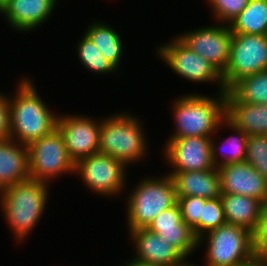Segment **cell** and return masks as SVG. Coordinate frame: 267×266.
Instances as JSON below:
<instances>
[{
    "label": "cell",
    "instance_id": "1",
    "mask_svg": "<svg viewBox=\"0 0 267 266\" xmlns=\"http://www.w3.org/2000/svg\"><path fill=\"white\" fill-rule=\"evenodd\" d=\"M22 80V81H21ZM16 94L8 98L10 107V138L28 146L57 128L59 115L51 112L33 86L31 79H20Z\"/></svg>",
    "mask_w": 267,
    "mask_h": 266
},
{
    "label": "cell",
    "instance_id": "2",
    "mask_svg": "<svg viewBox=\"0 0 267 266\" xmlns=\"http://www.w3.org/2000/svg\"><path fill=\"white\" fill-rule=\"evenodd\" d=\"M47 184L29 178L0 191L3 215L18 240H24L44 214L49 197Z\"/></svg>",
    "mask_w": 267,
    "mask_h": 266
},
{
    "label": "cell",
    "instance_id": "3",
    "mask_svg": "<svg viewBox=\"0 0 267 266\" xmlns=\"http://www.w3.org/2000/svg\"><path fill=\"white\" fill-rule=\"evenodd\" d=\"M219 93L216 99L189 94L175 100L172 107L176 128L170 138L212 137L226 118V95Z\"/></svg>",
    "mask_w": 267,
    "mask_h": 266
},
{
    "label": "cell",
    "instance_id": "4",
    "mask_svg": "<svg viewBox=\"0 0 267 266\" xmlns=\"http://www.w3.org/2000/svg\"><path fill=\"white\" fill-rule=\"evenodd\" d=\"M110 116L100 121L99 152L126 166L141 160L148 143L141 121L128 113Z\"/></svg>",
    "mask_w": 267,
    "mask_h": 266
},
{
    "label": "cell",
    "instance_id": "5",
    "mask_svg": "<svg viewBox=\"0 0 267 266\" xmlns=\"http://www.w3.org/2000/svg\"><path fill=\"white\" fill-rule=\"evenodd\" d=\"M135 187L126 204L128 231L147 228L158 214L177 204L175 186L169 174L162 178H144Z\"/></svg>",
    "mask_w": 267,
    "mask_h": 266
},
{
    "label": "cell",
    "instance_id": "6",
    "mask_svg": "<svg viewBox=\"0 0 267 266\" xmlns=\"http://www.w3.org/2000/svg\"><path fill=\"white\" fill-rule=\"evenodd\" d=\"M206 234V266H258L248 229L225 223Z\"/></svg>",
    "mask_w": 267,
    "mask_h": 266
},
{
    "label": "cell",
    "instance_id": "7",
    "mask_svg": "<svg viewBox=\"0 0 267 266\" xmlns=\"http://www.w3.org/2000/svg\"><path fill=\"white\" fill-rule=\"evenodd\" d=\"M267 70V35L232 33L222 80L226 91L239 79Z\"/></svg>",
    "mask_w": 267,
    "mask_h": 266
},
{
    "label": "cell",
    "instance_id": "8",
    "mask_svg": "<svg viewBox=\"0 0 267 266\" xmlns=\"http://www.w3.org/2000/svg\"><path fill=\"white\" fill-rule=\"evenodd\" d=\"M27 148L31 179L48 183L65 172H75V163L70 158L63 136L57 128L49 135L32 142Z\"/></svg>",
    "mask_w": 267,
    "mask_h": 266
},
{
    "label": "cell",
    "instance_id": "9",
    "mask_svg": "<svg viewBox=\"0 0 267 266\" xmlns=\"http://www.w3.org/2000/svg\"><path fill=\"white\" fill-rule=\"evenodd\" d=\"M161 59L185 79L195 82H217L220 92H226L222 73L203 56L191 50L178 36L160 46L157 51Z\"/></svg>",
    "mask_w": 267,
    "mask_h": 266
},
{
    "label": "cell",
    "instance_id": "10",
    "mask_svg": "<svg viewBox=\"0 0 267 266\" xmlns=\"http://www.w3.org/2000/svg\"><path fill=\"white\" fill-rule=\"evenodd\" d=\"M126 168V165L118 159L100 152L85 157L75 164V172L81 175L86 186L94 193L104 196L122 192L126 181Z\"/></svg>",
    "mask_w": 267,
    "mask_h": 266
},
{
    "label": "cell",
    "instance_id": "11",
    "mask_svg": "<svg viewBox=\"0 0 267 266\" xmlns=\"http://www.w3.org/2000/svg\"><path fill=\"white\" fill-rule=\"evenodd\" d=\"M212 137L169 138L164 154L173 171H203L216 168L213 162Z\"/></svg>",
    "mask_w": 267,
    "mask_h": 266
},
{
    "label": "cell",
    "instance_id": "12",
    "mask_svg": "<svg viewBox=\"0 0 267 266\" xmlns=\"http://www.w3.org/2000/svg\"><path fill=\"white\" fill-rule=\"evenodd\" d=\"M191 50L223 73L230 57L232 31L228 24L199 28L178 36Z\"/></svg>",
    "mask_w": 267,
    "mask_h": 266
},
{
    "label": "cell",
    "instance_id": "13",
    "mask_svg": "<svg viewBox=\"0 0 267 266\" xmlns=\"http://www.w3.org/2000/svg\"><path fill=\"white\" fill-rule=\"evenodd\" d=\"M57 129L62 134L66 150L76 164L99 153L100 122L86 116H58Z\"/></svg>",
    "mask_w": 267,
    "mask_h": 266
},
{
    "label": "cell",
    "instance_id": "14",
    "mask_svg": "<svg viewBox=\"0 0 267 266\" xmlns=\"http://www.w3.org/2000/svg\"><path fill=\"white\" fill-rule=\"evenodd\" d=\"M221 193H231L259 199L267 204V182L246 161L229 163L218 168Z\"/></svg>",
    "mask_w": 267,
    "mask_h": 266
},
{
    "label": "cell",
    "instance_id": "15",
    "mask_svg": "<svg viewBox=\"0 0 267 266\" xmlns=\"http://www.w3.org/2000/svg\"><path fill=\"white\" fill-rule=\"evenodd\" d=\"M147 229L170 243L185 258L199 246V238L182 219L179 205L162 211L152 220Z\"/></svg>",
    "mask_w": 267,
    "mask_h": 266
},
{
    "label": "cell",
    "instance_id": "16",
    "mask_svg": "<svg viewBox=\"0 0 267 266\" xmlns=\"http://www.w3.org/2000/svg\"><path fill=\"white\" fill-rule=\"evenodd\" d=\"M129 232L136 250L133 260L152 266H183L187 262L175 247L147 228Z\"/></svg>",
    "mask_w": 267,
    "mask_h": 266
},
{
    "label": "cell",
    "instance_id": "17",
    "mask_svg": "<svg viewBox=\"0 0 267 266\" xmlns=\"http://www.w3.org/2000/svg\"><path fill=\"white\" fill-rule=\"evenodd\" d=\"M56 0H8L0 9V14L7 18L8 23L16 31H34L41 26L56 5Z\"/></svg>",
    "mask_w": 267,
    "mask_h": 266
},
{
    "label": "cell",
    "instance_id": "18",
    "mask_svg": "<svg viewBox=\"0 0 267 266\" xmlns=\"http://www.w3.org/2000/svg\"><path fill=\"white\" fill-rule=\"evenodd\" d=\"M177 197H202L212 199L221 196L218 168L203 171L170 172Z\"/></svg>",
    "mask_w": 267,
    "mask_h": 266
},
{
    "label": "cell",
    "instance_id": "19",
    "mask_svg": "<svg viewBox=\"0 0 267 266\" xmlns=\"http://www.w3.org/2000/svg\"><path fill=\"white\" fill-rule=\"evenodd\" d=\"M226 118L248 136L267 135V103L252 104L238 101L228 90Z\"/></svg>",
    "mask_w": 267,
    "mask_h": 266
},
{
    "label": "cell",
    "instance_id": "20",
    "mask_svg": "<svg viewBox=\"0 0 267 266\" xmlns=\"http://www.w3.org/2000/svg\"><path fill=\"white\" fill-rule=\"evenodd\" d=\"M29 178L27 146L11 138L0 140V191Z\"/></svg>",
    "mask_w": 267,
    "mask_h": 266
},
{
    "label": "cell",
    "instance_id": "21",
    "mask_svg": "<svg viewBox=\"0 0 267 266\" xmlns=\"http://www.w3.org/2000/svg\"><path fill=\"white\" fill-rule=\"evenodd\" d=\"M226 223L256 232L265 204L259 199L248 196L221 193Z\"/></svg>",
    "mask_w": 267,
    "mask_h": 266
},
{
    "label": "cell",
    "instance_id": "22",
    "mask_svg": "<svg viewBox=\"0 0 267 266\" xmlns=\"http://www.w3.org/2000/svg\"><path fill=\"white\" fill-rule=\"evenodd\" d=\"M229 27L232 33L267 35V0H249Z\"/></svg>",
    "mask_w": 267,
    "mask_h": 266
},
{
    "label": "cell",
    "instance_id": "23",
    "mask_svg": "<svg viewBox=\"0 0 267 266\" xmlns=\"http://www.w3.org/2000/svg\"><path fill=\"white\" fill-rule=\"evenodd\" d=\"M90 25L85 35L97 46L102 55L118 69L123 52L120 35L110 25L100 22H94Z\"/></svg>",
    "mask_w": 267,
    "mask_h": 266
},
{
    "label": "cell",
    "instance_id": "24",
    "mask_svg": "<svg viewBox=\"0 0 267 266\" xmlns=\"http://www.w3.org/2000/svg\"><path fill=\"white\" fill-rule=\"evenodd\" d=\"M228 91L240 102L267 103V70L237 80Z\"/></svg>",
    "mask_w": 267,
    "mask_h": 266
},
{
    "label": "cell",
    "instance_id": "25",
    "mask_svg": "<svg viewBox=\"0 0 267 266\" xmlns=\"http://www.w3.org/2000/svg\"><path fill=\"white\" fill-rule=\"evenodd\" d=\"M226 124V125H225ZM224 125L227 126V128L232 129V131L236 134V136H230L229 138H227L223 143H228L230 150L227 151L229 152V154H227V152H222L221 154H223L222 159H220L219 162V156L217 152L218 150L222 149V146L220 147V149L215 146L216 144L213 141L212 138V150H213V162L216 168H219L223 165L229 164V163H237V162H243L246 159V144H247V134L242 131L241 129H239L237 126H235L234 124H232L227 118L224 119Z\"/></svg>",
    "mask_w": 267,
    "mask_h": 266
},
{
    "label": "cell",
    "instance_id": "26",
    "mask_svg": "<svg viewBox=\"0 0 267 266\" xmlns=\"http://www.w3.org/2000/svg\"><path fill=\"white\" fill-rule=\"evenodd\" d=\"M81 41V42H80ZM77 45V53L83 66L96 73H113L117 68L107 60L97 46L84 34Z\"/></svg>",
    "mask_w": 267,
    "mask_h": 266
},
{
    "label": "cell",
    "instance_id": "27",
    "mask_svg": "<svg viewBox=\"0 0 267 266\" xmlns=\"http://www.w3.org/2000/svg\"><path fill=\"white\" fill-rule=\"evenodd\" d=\"M221 197L206 199L199 219V245L206 239L204 234L225 224Z\"/></svg>",
    "mask_w": 267,
    "mask_h": 266
},
{
    "label": "cell",
    "instance_id": "28",
    "mask_svg": "<svg viewBox=\"0 0 267 266\" xmlns=\"http://www.w3.org/2000/svg\"><path fill=\"white\" fill-rule=\"evenodd\" d=\"M245 161L267 182V135L247 136Z\"/></svg>",
    "mask_w": 267,
    "mask_h": 266
},
{
    "label": "cell",
    "instance_id": "29",
    "mask_svg": "<svg viewBox=\"0 0 267 266\" xmlns=\"http://www.w3.org/2000/svg\"><path fill=\"white\" fill-rule=\"evenodd\" d=\"M206 198L202 197H177L183 221L190 226L199 238V219Z\"/></svg>",
    "mask_w": 267,
    "mask_h": 266
},
{
    "label": "cell",
    "instance_id": "30",
    "mask_svg": "<svg viewBox=\"0 0 267 266\" xmlns=\"http://www.w3.org/2000/svg\"><path fill=\"white\" fill-rule=\"evenodd\" d=\"M208 1V0H207ZM249 0H209L210 7L213 8V15L217 22L228 25L235 19L247 6Z\"/></svg>",
    "mask_w": 267,
    "mask_h": 266
},
{
    "label": "cell",
    "instance_id": "31",
    "mask_svg": "<svg viewBox=\"0 0 267 266\" xmlns=\"http://www.w3.org/2000/svg\"><path fill=\"white\" fill-rule=\"evenodd\" d=\"M253 238L254 255L258 266L267 265V204L263 208L259 226Z\"/></svg>",
    "mask_w": 267,
    "mask_h": 266
},
{
    "label": "cell",
    "instance_id": "32",
    "mask_svg": "<svg viewBox=\"0 0 267 266\" xmlns=\"http://www.w3.org/2000/svg\"><path fill=\"white\" fill-rule=\"evenodd\" d=\"M11 135L10 107L8 96L0 92V140L9 139Z\"/></svg>",
    "mask_w": 267,
    "mask_h": 266
},
{
    "label": "cell",
    "instance_id": "33",
    "mask_svg": "<svg viewBox=\"0 0 267 266\" xmlns=\"http://www.w3.org/2000/svg\"><path fill=\"white\" fill-rule=\"evenodd\" d=\"M123 266H152V265L140 263L132 259L130 262H128L127 264Z\"/></svg>",
    "mask_w": 267,
    "mask_h": 266
},
{
    "label": "cell",
    "instance_id": "34",
    "mask_svg": "<svg viewBox=\"0 0 267 266\" xmlns=\"http://www.w3.org/2000/svg\"><path fill=\"white\" fill-rule=\"evenodd\" d=\"M8 0H0V9L7 3Z\"/></svg>",
    "mask_w": 267,
    "mask_h": 266
},
{
    "label": "cell",
    "instance_id": "35",
    "mask_svg": "<svg viewBox=\"0 0 267 266\" xmlns=\"http://www.w3.org/2000/svg\"><path fill=\"white\" fill-rule=\"evenodd\" d=\"M183 266H195L193 264H189L188 261Z\"/></svg>",
    "mask_w": 267,
    "mask_h": 266
}]
</instances>
